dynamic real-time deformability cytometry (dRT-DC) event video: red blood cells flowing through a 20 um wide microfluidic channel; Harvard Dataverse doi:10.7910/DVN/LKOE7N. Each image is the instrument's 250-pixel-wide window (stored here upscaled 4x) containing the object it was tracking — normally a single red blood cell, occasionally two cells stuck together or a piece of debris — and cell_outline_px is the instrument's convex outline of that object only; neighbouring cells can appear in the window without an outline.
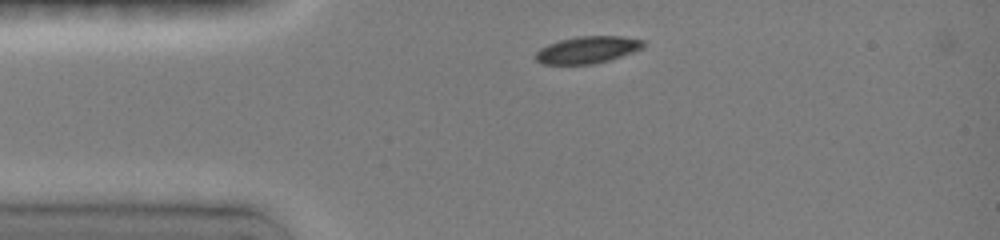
{"species": "common noctule bat (a hibernating species)", "species_latin": "Nyctalus noctula", "temperature_condition": "room temperature", "stored_images_in_passage": 11, "camera_frame_rate_fps": 3000, "um_per_image_px": 0.085, "animal": {"sex": "female", "body_mass_g": 19.0, "forearm_length_mm": 51.5}, "frame": {"image": 1, "passage_image": 2, "time_ms": 0.333, "image_size_px": [1000, 240], "cell_outline_px": [[644, 44], [640, 48], [620, 56], [608, 60], [592, 64], [544, 64], [536, 60], [536, 52], [540, 48], [548, 44], [560, 40], [576, 36], [620, 36], [644, 40]], "centroid_in_image_um": [49.89, 4.22], "position_along_channel_um": 35.1, "area_um2": 16.65}}
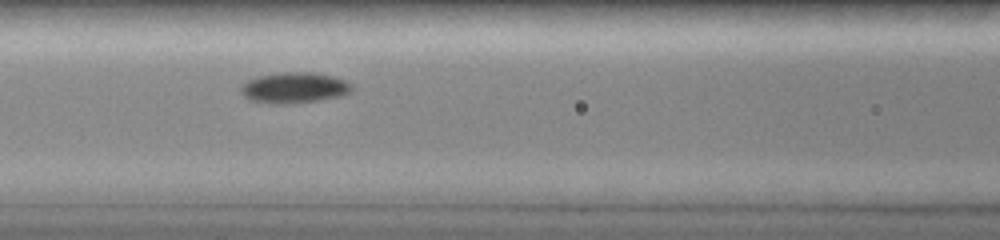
{"frame": {"image": 2, "passage_image": 7, "time_ms": 3.667, "image_size_px": [1000, 240], "cell_outline_px": [[352, 88], [348, 92], [340, 96], [316, 100], [284, 104], [272, 104], [252, 100], [244, 96], [240, 88], [248, 80], [260, 76], [280, 72], [312, 72], [332, 76], [344, 80]], "centroid_in_image_um": [24.97, 7.45], "position_along_channel_um": 141.6, "area_um2": 19.42}}